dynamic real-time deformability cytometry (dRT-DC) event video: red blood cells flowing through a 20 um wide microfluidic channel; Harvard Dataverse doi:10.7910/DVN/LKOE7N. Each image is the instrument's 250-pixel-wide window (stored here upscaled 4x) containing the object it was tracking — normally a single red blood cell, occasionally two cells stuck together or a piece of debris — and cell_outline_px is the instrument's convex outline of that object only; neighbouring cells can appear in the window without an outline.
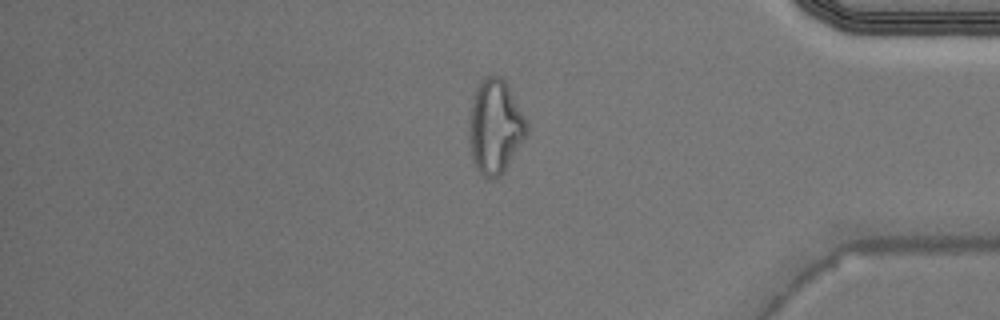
{"species": "Egyptian fruit bat (a non-hibernating species)", "species_latin": "Rousettus aegyptiacus", "temperature_condition": "warm", "stored_images_in_passage": 41, "camera_frame_rate_fps": 3000, "um_per_image_px": 0.085, "animal": {"sex": "male"}, "frame": {"image": 1, "passage_image": 35, "time_ms": 11.333, "image_size_px": [1000, 320], "cell_outline_px": [[528, 132], [504, 172], [500, 176], [488, 180], [476, 168], [472, 160], [468, 140], [468, 116], [472, 96], [476, 88], [484, 76], [492, 72], [500, 76], [508, 84], [528, 124]], "centroid_in_image_um": [42.05, 10.73], "position_along_channel_um": 393.2, "area_um2": 32.31}}